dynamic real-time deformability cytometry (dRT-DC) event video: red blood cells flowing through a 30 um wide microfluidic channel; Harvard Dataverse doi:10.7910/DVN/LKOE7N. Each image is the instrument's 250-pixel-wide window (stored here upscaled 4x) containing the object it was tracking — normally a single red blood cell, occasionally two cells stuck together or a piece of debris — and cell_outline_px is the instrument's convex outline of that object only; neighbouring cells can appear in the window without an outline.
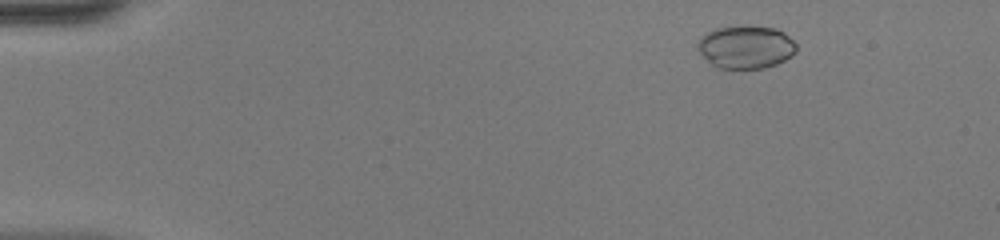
{"species": "common noctule bat (a hibernating species)", "species_latin": "Nyctalus noctula", "temperature_condition": "warm", "stored_images_in_passage": 43, "camera_frame_rate_fps": 3000, "um_per_image_px": 0.085, "animal": {"sex": "female", "body_mass_g": 20.0, "forearm_length_mm": 54.0}, "frame": {"image": 1, "passage_image": 7, "time_ms": 2.0, "image_size_px": [1000, 240], "cell_outline_px": [[796, 52], [792, 56], [776, 64], [764, 68], [720, 68], [712, 64], [700, 52], [696, 44], [700, 36], [716, 28], [776, 28], [784, 32], [796, 44]], "centroid_in_image_um": [63.41, 4.02], "position_along_channel_um": 21.6, "area_um2": 24.04}}
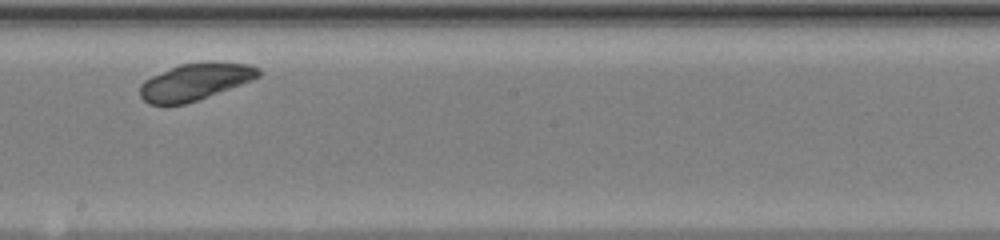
{"frame": {"image": 2, "passage_image": 31, "time_ms": 10.0, "image_size_px": [1000, 240], "cell_outline_px": [[260, 76], [252, 80], [196, 100], [184, 104], [148, 104], [140, 96], [140, 84], [144, 80], [152, 76], [180, 64], [212, 60], [248, 64], [260, 68]], "centroid_in_image_um": [16.6, 6.92], "position_along_channel_um": 231.6, "area_um2": 25.37}}
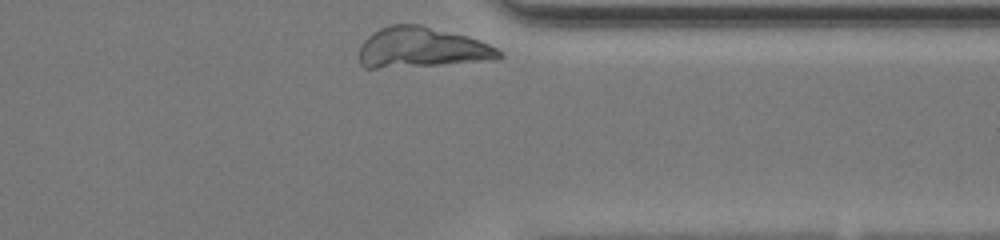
{"frame": {"image": 3, "passage_image": 43, "time_ms": 14.0, "image_size_px": [1000, 240], "cell_outline_px": [[504, 56], [496, 60], [440, 64], [376, 68], [364, 68], [360, 64], [360, 48], [364, 40], [372, 32], [388, 24], [420, 24], [468, 36], [488, 44], [496, 48]], "centroid_in_image_um": [35.83, 4.03], "position_along_channel_um": 375.6, "area_um2": 32.77}, "authors_computed_cell_mechanics": {"area_um2": 26.299, "velocity_mm_per_s": 3.745, "shape_relaxation_time_tau1_ms": 1.3683, "shape_relaxation_time_tau2_ms": null, "deformation_change_tau1": 0.1182, "deformation_change_tau2": null}}